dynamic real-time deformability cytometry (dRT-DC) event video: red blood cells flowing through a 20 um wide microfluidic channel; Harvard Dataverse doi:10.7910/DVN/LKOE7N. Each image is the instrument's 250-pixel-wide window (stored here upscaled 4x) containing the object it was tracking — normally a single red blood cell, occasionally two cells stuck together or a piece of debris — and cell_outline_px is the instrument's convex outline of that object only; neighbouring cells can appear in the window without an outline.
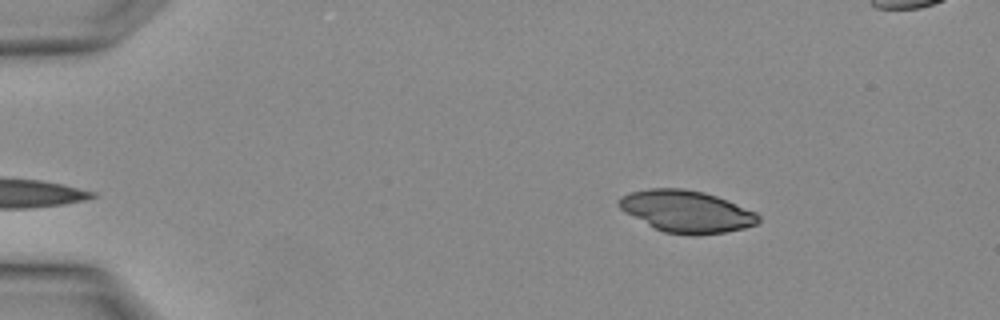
{"species": "Egyptian fruit bat (a non-hibernating species)", "species_latin": "Rousettus aegyptiacus", "temperature_condition": "warm", "stored_images_in_passage": 4, "camera_frame_rate_fps": 3000, "um_per_image_px": 0.085, "animal": {"sex": "female"}, "frame": {"image": 1, "passage_image": 1, "time_ms": 0.0, "image_size_px": [1000, 320], "cell_outline_px": [[760, 220], [756, 224], [744, 228], [724, 232], [696, 236], [692, 236], [664, 232], [624, 212], [616, 204], [616, 200], [620, 196], [632, 192], [648, 188], [680, 188], [704, 192], [728, 200], [756, 212], [760, 216]], "centroid_in_image_um": [58.34, 17.97], "position_along_channel_um": 26.7, "area_um2": 34.16}}